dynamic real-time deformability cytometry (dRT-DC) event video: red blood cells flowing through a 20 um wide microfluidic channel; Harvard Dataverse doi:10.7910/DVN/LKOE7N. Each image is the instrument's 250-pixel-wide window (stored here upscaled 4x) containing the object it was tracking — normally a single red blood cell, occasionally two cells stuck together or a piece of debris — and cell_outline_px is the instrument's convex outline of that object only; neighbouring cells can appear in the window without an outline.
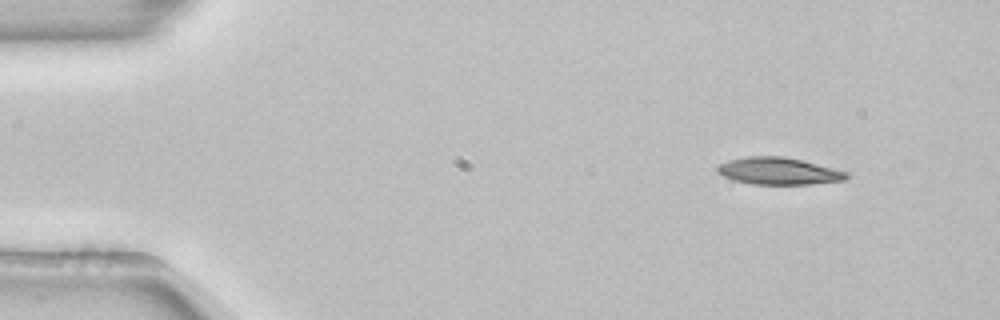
{"species": "common noctule bat (a hibernating species)", "species_latin": "Nyctalus noctula", "temperature_condition": "room temperature", "stored_images_in_passage": 48, "camera_frame_rate_fps": 3000, "um_per_image_px": 0.085, "animal": {"sex": "female", "body_mass_g": 22.7, "forearm_length_mm": 54.2}, "frame": {"image": 1, "passage_image": 1, "time_ms": 0.0, "image_size_px": [1000, 320], "cell_outline_px": [[848, 176], [844, 180], [812, 184], [752, 184], [732, 180], [716, 172], [716, 168], [720, 164], [728, 160], [748, 156], [784, 156], [848, 172]], "centroid_in_image_um": [66.13, 14.54], "position_along_channel_um": 18.9, "area_um2": 20.23}}
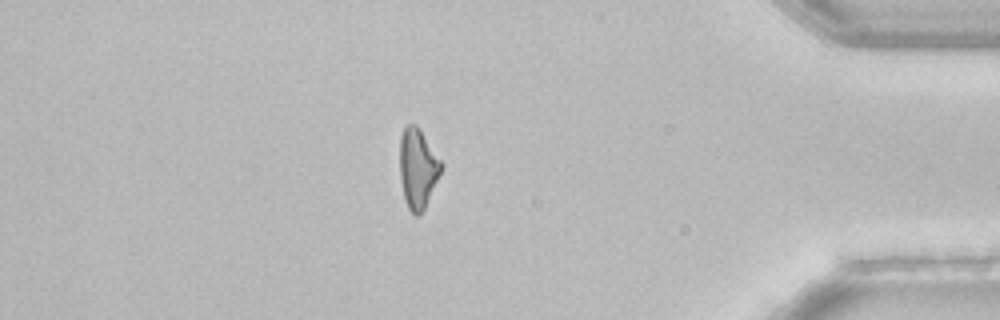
{"frame": {"image": 2, "passage_image": 41, "time_ms": 13.333, "image_size_px": [1000, 320], "cell_outline_px": [[444, 164], [424, 208], [420, 216], [416, 216], [408, 208], [404, 200], [400, 176], [400, 136], [404, 124], [416, 124], [420, 128]], "centroid_in_image_um": [35.5, 14.26], "position_along_channel_um": 399.7, "area_um2": 19.36}}
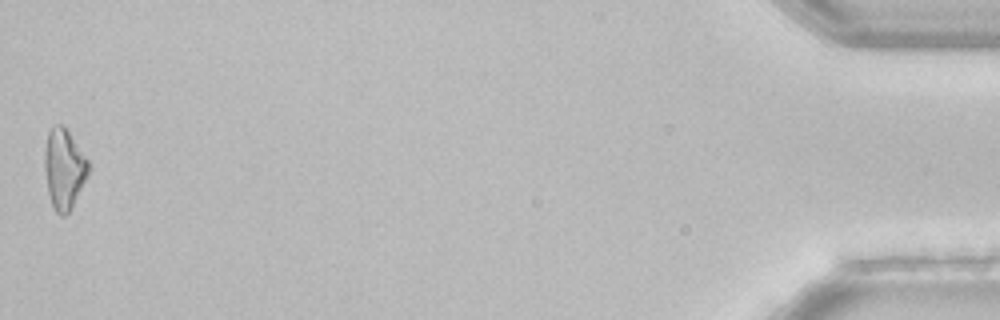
{"frame": {"image": 3, "passage_image": 48, "time_ms": 15.667, "image_size_px": [1000, 320], "cell_outline_px": [[88, 172], [72, 208], [64, 216], [60, 216], [56, 212], [52, 204], [48, 192], [44, 168], [44, 152], [48, 132], [56, 124], [60, 124], [68, 132], [88, 160]], "centroid_in_image_um": [5.41, 14.38], "position_along_channel_um": 429.8, "area_um2": 20.0}, "authors_computed_cell_mechanics": {"area_um2": 20.6346, "velocity_mm_per_s": 3.8786, "shape_relaxation_time_tau1_ms": 5.1065, "shape_relaxation_time_tau2_ms": null, "deformation_change_tau1": 0.1726, "deformation_change_tau2": null}}